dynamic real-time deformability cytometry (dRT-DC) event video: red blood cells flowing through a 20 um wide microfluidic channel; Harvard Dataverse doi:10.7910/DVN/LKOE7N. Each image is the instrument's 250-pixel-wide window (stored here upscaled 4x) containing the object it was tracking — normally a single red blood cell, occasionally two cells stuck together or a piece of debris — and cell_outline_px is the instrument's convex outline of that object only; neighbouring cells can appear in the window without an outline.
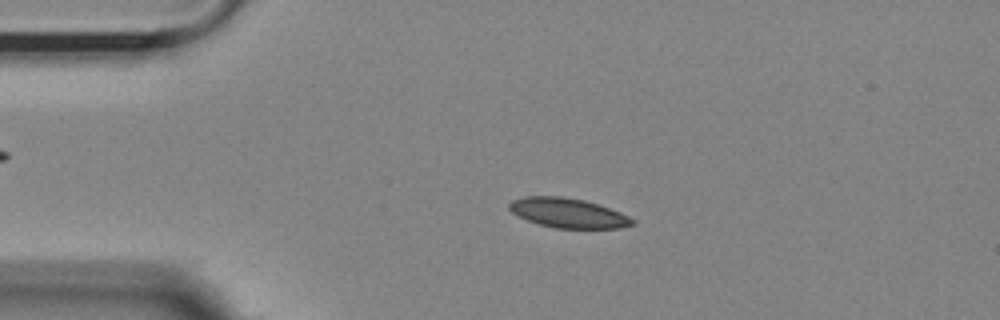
{"species": "Egyptian fruit bat (a non-hibernating species)", "species_latin": "Rousettus aegyptiacus", "temperature_condition": "room temperature", "stored_images_in_passage": 54, "camera_frame_rate_fps": 3000, "um_per_image_px": 0.085, "animal": {"sex": "female"}, "frame": {"image": 1, "passage_image": 12, "time_ms": 3.667, "image_size_px": [1000, 320], "cell_outline_px": [[632, 224], [616, 228], [560, 228], [540, 224], [528, 220], [512, 212], [508, 208], [508, 204], [516, 200], [528, 196], [552, 196], [580, 200], [596, 204], [608, 208], [632, 220]], "centroid_in_image_um": [48.2, 18.11], "position_along_channel_um": 36.8, "area_um2": 20.11}}
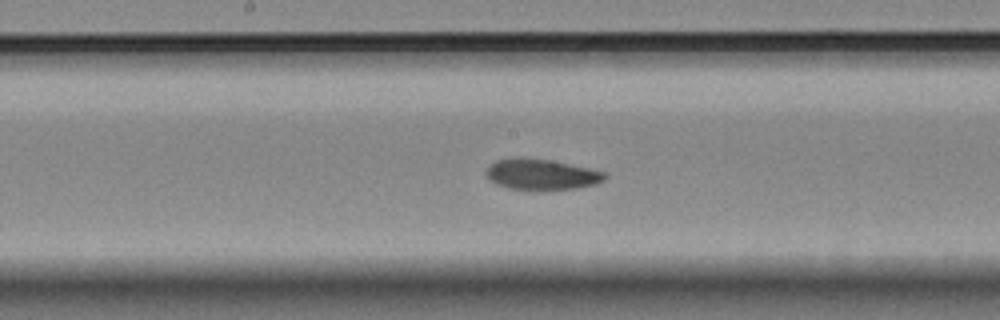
{"frame": {"image": 2, "passage_image": 28, "time_ms": 9.0, "image_size_px": [1000, 320], "cell_outline_px": [[604, 176], [600, 180], [588, 184], [564, 188], [516, 188], [500, 184], [492, 180], [488, 176], [488, 168], [492, 164], [500, 160], [544, 160], [564, 164], [600, 172]], "centroid_in_image_um": [45.94, 14.83], "position_along_channel_um": 202.3, "area_um2": 18.38}}
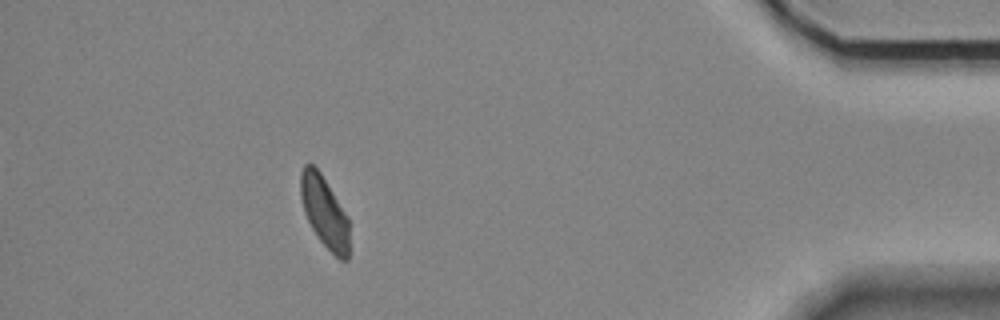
{"frame": {"image": 3, "passage_image": 49, "time_ms": 16.0, "image_size_px": [1000, 320], "cell_outline_px": [[348, 260], [340, 260], [320, 240], [312, 228], [308, 220], [304, 208], [300, 192], [300, 176], [304, 164], [312, 164], [320, 172], [348, 216]], "centroid_in_image_um": [27.58, 18.0], "position_along_channel_um": 407.6, "area_um2": 19.77}, "authors_computed_cell_mechanics": {"area_um2": 19.1607, "velocity_mm_per_s": 3.6777, "shape_relaxation_time_tau1_ms": null, "shape_relaxation_time_tau2_ms": 6.3682, "deformation_change_tau1": null, "deformation_change_tau2": 0.1181}}